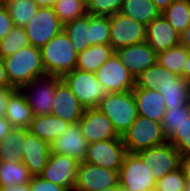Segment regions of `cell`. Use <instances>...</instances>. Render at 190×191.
I'll list each match as a JSON object with an SVG mask.
<instances>
[{
    "label": "cell",
    "instance_id": "50",
    "mask_svg": "<svg viewBox=\"0 0 190 191\" xmlns=\"http://www.w3.org/2000/svg\"><path fill=\"white\" fill-rule=\"evenodd\" d=\"M182 77L190 82V51H188L187 59L184 64Z\"/></svg>",
    "mask_w": 190,
    "mask_h": 191
},
{
    "label": "cell",
    "instance_id": "27",
    "mask_svg": "<svg viewBox=\"0 0 190 191\" xmlns=\"http://www.w3.org/2000/svg\"><path fill=\"white\" fill-rule=\"evenodd\" d=\"M119 13L146 26L161 15L151 0H124Z\"/></svg>",
    "mask_w": 190,
    "mask_h": 191
},
{
    "label": "cell",
    "instance_id": "48",
    "mask_svg": "<svg viewBox=\"0 0 190 191\" xmlns=\"http://www.w3.org/2000/svg\"><path fill=\"white\" fill-rule=\"evenodd\" d=\"M156 8L162 13L165 9H167L175 0H151Z\"/></svg>",
    "mask_w": 190,
    "mask_h": 191
},
{
    "label": "cell",
    "instance_id": "5",
    "mask_svg": "<svg viewBox=\"0 0 190 191\" xmlns=\"http://www.w3.org/2000/svg\"><path fill=\"white\" fill-rule=\"evenodd\" d=\"M62 79L84 108H97L102 98L109 93L97 80L95 73L75 68Z\"/></svg>",
    "mask_w": 190,
    "mask_h": 191
},
{
    "label": "cell",
    "instance_id": "32",
    "mask_svg": "<svg viewBox=\"0 0 190 191\" xmlns=\"http://www.w3.org/2000/svg\"><path fill=\"white\" fill-rule=\"evenodd\" d=\"M161 14L180 34L190 25V0H175Z\"/></svg>",
    "mask_w": 190,
    "mask_h": 191
},
{
    "label": "cell",
    "instance_id": "38",
    "mask_svg": "<svg viewBox=\"0 0 190 191\" xmlns=\"http://www.w3.org/2000/svg\"><path fill=\"white\" fill-rule=\"evenodd\" d=\"M186 184L185 175L179 167L157 180L155 191H183Z\"/></svg>",
    "mask_w": 190,
    "mask_h": 191
},
{
    "label": "cell",
    "instance_id": "44",
    "mask_svg": "<svg viewBox=\"0 0 190 191\" xmlns=\"http://www.w3.org/2000/svg\"><path fill=\"white\" fill-rule=\"evenodd\" d=\"M180 168L185 175L187 183L190 184V154L181 156Z\"/></svg>",
    "mask_w": 190,
    "mask_h": 191
},
{
    "label": "cell",
    "instance_id": "25",
    "mask_svg": "<svg viewBox=\"0 0 190 191\" xmlns=\"http://www.w3.org/2000/svg\"><path fill=\"white\" fill-rule=\"evenodd\" d=\"M27 128H12L9 134L0 141V162H22L24 156V140Z\"/></svg>",
    "mask_w": 190,
    "mask_h": 191
},
{
    "label": "cell",
    "instance_id": "46",
    "mask_svg": "<svg viewBox=\"0 0 190 191\" xmlns=\"http://www.w3.org/2000/svg\"><path fill=\"white\" fill-rule=\"evenodd\" d=\"M179 44L190 51V25L179 34Z\"/></svg>",
    "mask_w": 190,
    "mask_h": 191
},
{
    "label": "cell",
    "instance_id": "30",
    "mask_svg": "<svg viewBox=\"0 0 190 191\" xmlns=\"http://www.w3.org/2000/svg\"><path fill=\"white\" fill-rule=\"evenodd\" d=\"M32 177L33 175L23 162H0V188L28 184Z\"/></svg>",
    "mask_w": 190,
    "mask_h": 191
},
{
    "label": "cell",
    "instance_id": "11",
    "mask_svg": "<svg viewBox=\"0 0 190 191\" xmlns=\"http://www.w3.org/2000/svg\"><path fill=\"white\" fill-rule=\"evenodd\" d=\"M97 80L109 93H122L135 87V78L114 52L96 71Z\"/></svg>",
    "mask_w": 190,
    "mask_h": 191
},
{
    "label": "cell",
    "instance_id": "26",
    "mask_svg": "<svg viewBox=\"0 0 190 191\" xmlns=\"http://www.w3.org/2000/svg\"><path fill=\"white\" fill-rule=\"evenodd\" d=\"M114 53L110 44L93 45L78 53L76 68L96 73L97 69Z\"/></svg>",
    "mask_w": 190,
    "mask_h": 191
},
{
    "label": "cell",
    "instance_id": "24",
    "mask_svg": "<svg viewBox=\"0 0 190 191\" xmlns=\"http://www.w3.org/2000/svg\"><path fill=\"white\" fill-rule=\"evenodd\" d=\"M157 90L165 100L166 109L190 104V82L181 76L175 81H165Z\"/></svg>",
    "mask_w": 190,
    "mask_h": 191
},
{
    "label": "cell",
    "instance_id": "33",
    "mask_svg": "<svg viewBox=\"0 0 190 191\" xmlns=\"http://www.w3.org/2000/svg\"><path fill=\"white\" fill-rule=\"evenodd\" d=\"M52 8L63 25L87 14L86 0H56Z\"/></svg>",
    "mask_w": 190,
    "mask_h": 191
},
{
    "label": "cell",
    "instance_id": "17",
    "mask_svg": "<svg viewBox=\"0 0 190 191\" xmlns=\"http://www.w3.org/2000/svg\"><path fill=\"white\" fill-rule=\"evenodd\" d=\"M134 78L157 62V53L144 41L115 51Z\"/></svg>",
    "mask_w": 190,
    "mask_h": 191
},
{
    "label": "cell",
    "instance_id": "51",
    "mask_svg": "<svg viewBox=\"0 0 190 191\" xmlns=\"http://www.w3.org/2000/svg\"><path fill=\"white\" fill-rule=\"evenodd\" d=\"M39 8L50 7L52 8L56 0H34Z\"/></svg>",
    "mask_w": 190,
    "mask_h": 191
},
{
    "label": "cell",
    "instance_id": "34",
    "mask_svg": "<svg viewBox=\"0 0 190 191\" xmlns=\"http://www.w3.org/2000/svg\"><path fill=\"white\" fill-rule=\"evenodd\" d=\"M188 50L182 45H177L157 54V62L170 72L182 77L183 68L187 59Z\"/></svg>",
    "mask_w": 190,
    "mask_h": 191
},
{
    "label": "cell",
    "instance_id": "8",
    "mask_svg": "<svg viewBox=\"0 0 190 191\" xmlns=\"http://www.w3.org/2000/svg\"><path fill=\"white\" fill-rule=\"evenodd\" d=\"M61 79V77L45 75L33 79L20 88L31 107L33 116L51 114L54 91Z\"/></svg>",
    "mask_w": 190,
    "mask_h": 191
},
{
    "label": "cell",
    "instance_id": "2",
    "mask_svg": "<svg viewBox=\"0 0 190 191\" xmlns=\"http://www.w3.org/2000/svg\"><path fill=\"white\" fill-rule=\"evenodd\" d=\"M46 75L63 77L76 68L78 53L64 31L40 48Z\"/></svg>",
    "mask_w": 190,
    "mask_h": 191
},
{
    "label": "cell",
    "instance_id": "22",
    "mask_svg": "<svg viewBox=\"0 0 190 191\" xmlns=\"http://www.w3.org/2000/svg\"><path fill=\"white\" fill-rule=\"evenodd\" d=\"M69 125V122L51 114L35 115L28 130L40 139L51 144L52 141L64 133Z\"/></svg>",
    "mask_w": 190,
    "mask_h": 191
},
{
    "label": "cell",
    "instance_id": "42",
    "mask_svg": "<svg viewBox=\"0 0 190 191\" xmlns=\"http://www.w3.org/2000/svg\"><path fill=\"white\" fill-rule=\"evenodd\" d=\"M14 27L7 8L0 1V40H2Z\"/></svg>",
    "mask_w": 190,
    "mask_h": 191
},
{
    "label": "cell",
    "instance_id": "19",
    "mask_svg": "<svg viewBox=\"0 0 190 191\" xmlns=\"http://www.w3.org/2000/svg\"><path fill=\"white\" fill-rule=\"evenodd\" d=\"M158 54L179 45V33L161 14L146 26V39Z\"/></svg>",
    "mask_w": 190,
    "mask_h": 191
},
{
    "label": "cell",
    "instance_id": "12",
    "mask_svg": "<svg viewBox=\"0 0 190 191\" xmlns=\"http://www.w3.org/2000/svg\"><path fill=\"white\" fill-rule=\"evenodd\" d=\"M136 154L151 169V173L156 181L180 167L181 155L168 141Z\"/></svg>",
    "mask_w": 190,
    "mask_h": 191
},
{
    "label": "cell",
    "instance_id": "7",
    "mask_svg": "<svg viewBox=\"0 0 190 191\" xmlns=\"http://www.w3.org/2000/svg\"><path fill=\"white\" fill-rule=\"evenodd\" d=\"M63 24L53 8H39L30 21L24 26L29 44L41 48L52 38L63 31Z\"/></svg>",
    "mask_w": 190,
    "mask_h": 191
},
{
    "label": "cell",
    "instance_id": "29",
    "mask_svg": "<svg viewBox=\"0 0 190 191\" xmlns=\"http://www.w3.org/2000/svg\"><path fill=\"white\" fill-rule=\"evenodd\" d=\"M63 31L69 37L77 53L90 47L89 14L66 23Z\"/></svg>",
    "mask_w": 190,
    "mask_h": 191
},
{
    "label": "cell",
    "instance_id": "35",
    "mask_svg": "<svg viewBox=\"0 0 190 191\" xmlns=\"http://www.w3.org/2000/svg\"><path fill=\"white\" fill-rule=\"evenodd\" d=\"M24 27H13L12 30L0 40V56L6 58L20 49L29 46Z\"/></svg>",
    "mask_w": 190,
    "mask_h": 191
},
{
    "label": "cell",
    "instance_id": "16",
    "mask_svg": "<svg viewBox=\"0 0 190 191\" xmlns=\"http://www.w3.org/2000/svg\"><path fill=\"white\" fill-rule=\"evenodd\" d=\"M85 109L71 92L69 86L61 79L56 84L54 91L51 115L73 124L79 122L83 117Z\"/></svg>",
    "mask_w": 190,
    "mask_h": 191
},
{
    "label": "cell",
    "instance_id": "28",
    "mask_svg": "<svg viewBox=\"0 0 190 191\" xmlns=\"http://www.w3.org/2000/svg\"><path fill=\"white\" fill-rule=\"evenodd\" d=\"M180 76L162 67L158 62L135 78L134 88L158 89L165 81H175Z\"/></svg>",
    "mask_w": 190,
    "mask_h": 191
},
{
    "label": "cell",
    "instance_id": "15",
    "mask_svg": "<svg viewBox=\"0 0 190 191\" xmlns=\"http://www.w3.org/2000/svg\"><path fill=\"white\" fill-rule=\"evenodd\" d=\"M79 127L89 144L121 137L109 118L98 108H86L83 117L79 120Z\"/></svg>",
    "mask_w": 190,
    "mask_h": 191
},
{
    "label": "cell",
    "instance_id": "36",
    "mask_svg": "<svg viewBox=\"0 0 190 191\" xmlns=\"http://www.w3.org/2000/svg\"><path fill=\"white\" fill-rule=\"evenodd\" d=\"M110 16L89 14L90 46L110 44Z\"/></svg>",
    "mask_w": 190,
    "mask_h": 191
},
{
    "label": "cell",
    "instance_id": "18",
    "mask_svg": "<svg viewBox=\"0 0 190 191\" xmlns=\"http://www.w3.org/2000/svg\"><path fill=\"white\" fill-rule=\"evenodd\" d=\"M88 145L77 122L70 124L60 137L51 142L50 150L51 153L68 155L81 162L87 155Z\"/></svg>",
    "mask_w": 190,
    "mask_h": 191
},
{
    "label": "cell",
    "instance_id": "52",
    "mask_svg": "<svg viewBox=\"0 0 190 191\" xmlns=\"http://www.w3.org/2000/svg\"><path fill=\"white\" fill-rule=\"evenodd\" d=\"M102 191H122V188L121 186L119 185V183L113 187H110V188H106Z\"/></svg>",
    "mask_w": 190,
    "mask_h": 191
},
{
    "label": "cell",
    "instance_id": "1",
    "mask_svg": "<svg viewBox=\"0 0 190 191\" xmlns=\"http://www.w3.org/2000/svg\"><path fill=\"white\" fill-rule=\"evenodd\" d=\"M9 84L20 89L33 79L46 75L40 48L29 45L3 58Z\"/></svg>",
    "mask_w": 190,
    "mask_h": 191
},
{
    "label": "cell",
    "instance_id": "49",
    "mask_svg": "<svg viewBox=\"0 0 190 191\" xmlns=\"http://www.w3.org/2000/svg\"><path fill=\"white\" fill-rule=\"evenodd\" d=\"M1 191H30V186L28 184L24 185H12V186H6V187H1Z\"/></svg>",
    "mask_w": 190,
    "mask_h": 191
},
{
    "label": "cell",
    "instance_id": "45",
    "mask_svg": "<svg viewBox=\"0 0 190 191\" xmlns=\"http://www.w3.org/2000/svg\"><path fill=\"white\" fill-rule=\"evenodd\" d=\"M12 128L6 117L0 116V141L9 134Z\"/></svg>",
    "mask_w": 190,
    "mask_h": 191
},
{
    "label": "cell",
    "instance_id": "9",
    "mask_svg": "<svg viewBox=\"0 0 190 191\" xmlns=\"http://www.w3.org/2000/svg\"><path fill=\"white\" fill-rule=\"evenodd\" d=\"M110 45L114 52L120 48L144 42L146 25L121 13L110 16Z\"/></svg>",
    "mask_w": 190,
    "mask_h": 191
},
{
    "label": "cell",
    "instance_id": "40",
    "mask_svg": "<svg viewBox=\"0 0 190 191\" xmlns=\"http://www.w3.org/2000/svg\"><path fill=\"white\" fill-rule=\"evenodd\" d=\"M124 0H86L87 14L112 16L121 9Z\"/></svg>",
    "mask_w": 190,
    "mask_h": 191
},
{
    "label": "cell",
    "instance_id": "14",
    "mask_svg": "<svg viewBox=\"0 0 190 191\" xmlns=\"http://www.w3.org/2000/svg\"><path fill=\"white\" fill-rule=\"evenodd\" d=\"M118 183V171L81 161L73 191H102Z\"/></svg>",
    "mask_w": 190,
    "mask_h": 191
},
{
    "label": "cell",
    "instance_id": "21",
    "mask_svg": "<svg viewBox=\"0 0 190 191\" xmlns=\"http://www.w3.org/2000/svg\"><path fill=\"white\" fill-rule=\"evenodd\" d=\"M132 91L138 115L162 123L166 111L162 94L156 89L133 88Z\"/></svg>",
    "mask_w": 190,
    "mask_h": 191
},
{
    "label": "cell",
    "instance_id": "37",
    "mask_svg": "<svg viewBox=\"0 0 190 191\" xmlns=\"http://www.w3.org/2000/svg\"><path fill=\"white\" fill-rule=\"evenodd\" d=\"M190 116V104L181 107H170L166 109L162 121L163 134L168 139L176 130L188 120Z\"/></svg>",
    "mask_w": 190,
    "mask_h": 191
},
{
    "label": "cell",
    "instance_id": "20",
    "mask_svg": "<svg viewBox=\"0 0 190 191\" xmlns=\"http://www.w3.org/2000/svg\"><path fill=\"white\" fill-rule=\"evenodd\" d=\"M22 162L33 176H39L51 154L50 144L28 131L25 136Z\"/></svg>",
    "mask_w": 190,
    "mask_h": 191
},
{
    "label": "cell",
    "instance_id": "13",
    "mask_svg": "<svg viewBox=\"0 0 190 191\" xmlns=\"http://www.w3.org/2000/svg\"><path fill=\"white\" fill-rule=\"evenodd\" d=\"M79 163L77 159L71 156L51 153L43 172L39 176L44 180L65 187L68 191H73Z\"/></svg>",
    "mask_w": 190,
    "mask_h": 191
},
{
    "label": "cell",
    "instance_id": "41",
    "mask_svg": "<svg viewBox=\"0 0 190 191\" xmlns=\"http://www.w3.org/2000/svg\"><path fill=\"white\" fill-rule=\"evenodd\" d=\"M29 186L30 191H68L65 187L44 180L40 176H33Z\"/></svg>",
    "mask_w": 190,
    "mask_h": 191
},
{
    "label": "cell",
    "instance_id": "47",
    "mask_svg": "<svg viewBox=\"0 0 190 191\" xmlns=\"http://www.w3.org/2000/svg\"><path fill=\"white\" fill-rule=\"evenodd\" d=\"M0 87H12L9 84V80L7 77L4 61L0 56Z\"/></svg>",
    "mask_w": 190,
    "mask_h": 191
},
{
    "label": "cell",
    "instance_id": "3",
    "mask_svg": "<svg viewBox=\"0 0 190 191\" xmlns=\"http://www.w3.org/2000/svg\"><path fill=\"white\" fill-rule=\"evenodd\" d=\"M113 124L116 132L122 136L137 118V105L133 91L108 93L97 107Z\"/></svg>",
    "mask_w": 190,
    "mask_h": 191
},
{
    "label": "cell",
    "instance_id": "31",
    "mask_svg": "<svg viewBox=\"0 0 190 191\" xmlns=\"http://www.w3.org/2000/svg\"><path fill=\"white\" fill-rule=\"evenodd\" d=\"M15 27H24L39 9L34 0H0Z\"/></svg>",
    "mask_w": 190,
    "mask_h": 191
},
{
    "label": "cell",
    "instance_id": "4",
    "mask_svg": "<svg viewBox=\"0 0 190 191\" xmlns=\"http://www.w3.org/2000/svg\"><path fill=\"white\" fill-rule=\"evenodd\" d=\"M121 137L129 153H138L168 141L161 122L139 115Z\"/></svg>",
    "mask_w": 190,
    "mask_h": 191
},
{
    "label": "cell",
    "instance_id": "10",
    "mask_svg": "<svg viewBox=\"0 0 190 191\" xmlns=\"http://www.w3.org/2000/svg\"><path fill=\"white\" fill-rule=\"evenodd\" d=\"M126 153L122 137L93 142L88 145L84 162L119 172Z\"/></svg>",
    "mask_w": 190,
    "mask_h": 191
},
{
    "label": "cell",
    "instance_id": "39",
    "mask_svg": "<svg viewBox=\"0 0 190 191\" xmlns=\"http://www.w3.org/2000/svg\"><path fill=\"white\" fill-rule=\"evenodd\" d=\"M168 142L181 156L190 154V116L187 121L177 127V130L168 138Z\"/></svg>",
    "mask_w": 190,
    "mask_h": 191
},
{
    "label": "cell",
    "instance_id": "53",
    "mask_svg": "<svg viewBox=\"0 0 190 191\" xmlns=\"http://www.w3.org/2000/svg\"><path fill=\"white\" fill-rule=\"evenodd\" d=\"M183 191H190V184H186Z\"/></svg>",
    "mask_w": 190,
    "mask_h": 191
},
{
    "label": "cell",
    "instance_id": "43",
    "mask_svg": "<svg viewBox=\"0 0 190 191\" xmlns=\"http://www.w3.org/2000/svg\"><path fill=\"white\" fill-rule=\"evenodd\" d=\"M16 90L14 87H0V116H5L9 96Z\"/></svg>",
    "mask_w": 190,
    "mask_h": 191
},
{
    "label": "cell",
    "instance_id": "6",
    "mask_svg": "<svg viewBox=\"0 0 190 191\" xmlns=\"http://www.w3.org/2000/svg\"><path fill=\"white\" fill-rule=\"evenodd\" d=\"M119 185L130 191H155L156 179L136 153L127 152L118 172Z\"/></svg>",
    "mask_w": 190,
    "mask_h": 191
},
{
    "label": "cell",
    "instance_id": "23",
    "mask_svg": "<svg viewBox=\"0 0 190 191\" xmlns=\"http://www.w3.org/2000/svg\"><path fill=\"white\" fill-rule=\"evenodd\" d=\"M5 117L13 128H29L33 113L20 89L9 96Z\"/></svg>",
    "mask_w": 190,
    "mask_h": 191
}]
</instances>
